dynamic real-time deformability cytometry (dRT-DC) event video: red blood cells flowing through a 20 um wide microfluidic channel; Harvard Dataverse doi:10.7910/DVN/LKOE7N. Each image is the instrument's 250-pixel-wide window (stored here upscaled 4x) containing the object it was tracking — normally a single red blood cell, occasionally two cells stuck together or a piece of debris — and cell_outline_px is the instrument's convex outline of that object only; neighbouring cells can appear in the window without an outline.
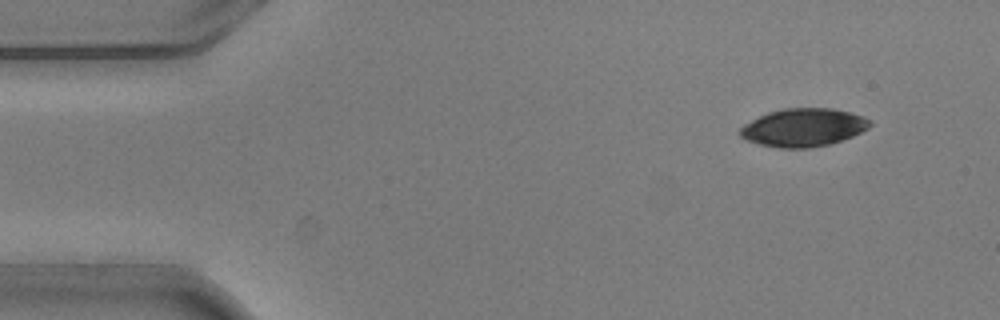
{"species": "common noctule bat (a hibernating species)", "species_latin": "Nyctalus noctula", "temperature_condition": "warm", "stored_images_in_passage": 4, "camera_frame_rate_fps": 3000, "um_per_image_px": 0.085, "animal": {"sex": "male", "body_mass_g": 20.5, "forearm_length_mm": 52.5}, "frame": {"image": 1, "passage_image": 1, "time_ms": 0.0, "image_size_px": [1000, 320], "cell_outline_px": [[872, 124], [868, 128], [852, 136], [828, 144], [808, 148], [780, 148], [760, 144], [744, 140], [736, 132], [744, 124], [768, 112], [784, 108], [832, 108], [864, 116], [872, 120]], "centroid_in_image_um": [68.26, 10.83], "position_along_channel_um": 16.7, "area_um2": 28.84}}
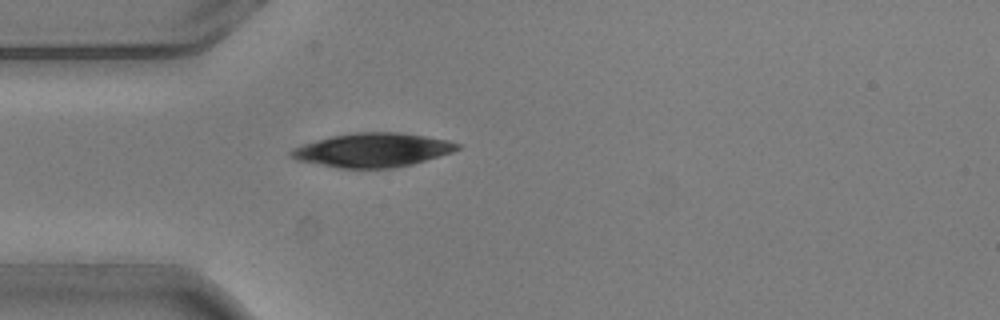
{"frame": {"image": 2, "passage_image": 4, "time_ms": 1.0, "image_size_px": [1000, 320], "cell_outline_px": [[460, 148], [452, 152], [440, 156], [412, 164], [392, 168], [336, 168], [296, 160], [288, 156], [288, 152], [292, 148], [316, 140], [332, 136], [356, 132], [400, 132], [448, 140], [460, 144]], "centroid_in_image_um": [31.64, 12.76], "position_along_channel_um": 53.4, "area_um2": 32.95}}